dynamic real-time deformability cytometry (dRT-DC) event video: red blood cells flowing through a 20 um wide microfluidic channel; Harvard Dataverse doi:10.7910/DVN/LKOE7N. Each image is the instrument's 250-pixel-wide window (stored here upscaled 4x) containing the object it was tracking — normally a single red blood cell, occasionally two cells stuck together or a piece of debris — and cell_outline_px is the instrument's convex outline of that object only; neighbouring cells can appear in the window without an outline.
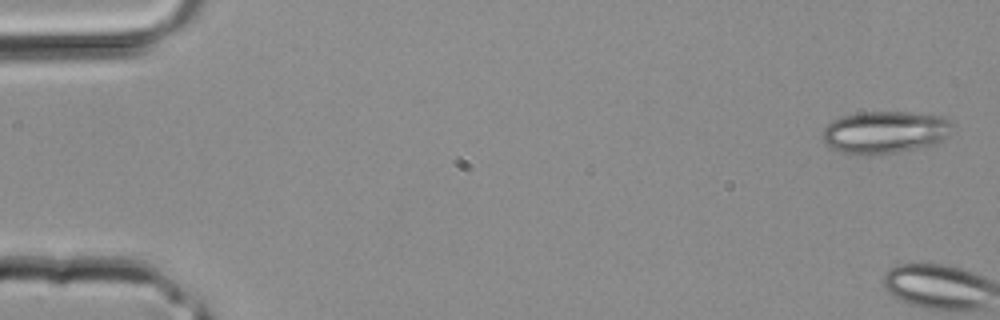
{"species": "common noctule bat (a hibernating species)", "species_latin": "Nyctalus noctula", "temperature_condition": "room temperature", "stored_images_in_passage": 4, "camera_frame_rate_fps": 3000, "um_per_image_px": 0.085, "animal": {"sex": "male", "body_mass_g": 20.4}, "frame": {"image": 1, "passage_image": 1, "time_ms": 0.0, "image_size_px": [1000, 320], "cell_outline_px": [[956, 128], [952, 136], [932, 144], [916, 148], [896, 152], [868, 156], [840, 152], [828, 148], [824, 144], [824, 128], [832, 120], [840, 116], [860, 112], [908, 112], [940, 116], [948, 120]], "centroid_in_image_um": [75.23, 11.24], "position_along_channel_um": 9.8, "area_um2": 32.48}}